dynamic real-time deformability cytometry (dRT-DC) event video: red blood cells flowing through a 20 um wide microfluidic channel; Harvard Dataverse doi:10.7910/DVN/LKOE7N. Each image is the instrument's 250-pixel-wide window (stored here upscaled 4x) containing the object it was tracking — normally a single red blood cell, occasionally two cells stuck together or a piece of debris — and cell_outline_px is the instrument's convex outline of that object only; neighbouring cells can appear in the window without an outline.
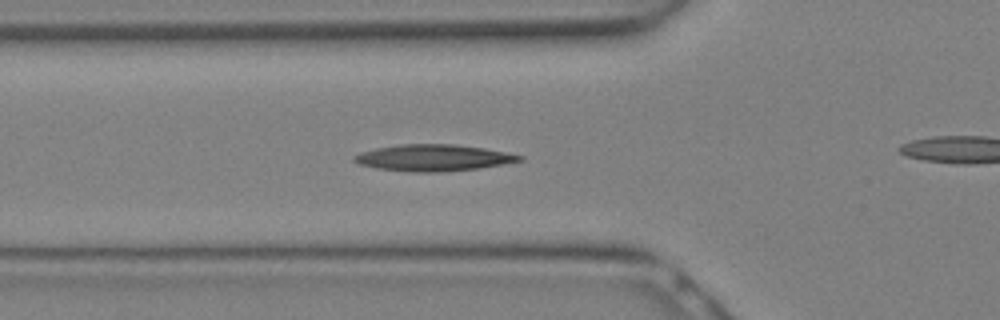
{"species": "Egyptian fruit bat (a non-hibernating species)", "species_latin": "Rousettus aegyptiacus", "temperature_condition": "warm", "stored_images_in_passage": 7, "segment_of_instrument_passage": [1, 2], "camera_frame_rate_fps": 3000, "um_per_image_px": 0.085, "animal": {"sex": "female"}, "frame": {"image": 1, "passage_image": 4, "time_ms": 1.0, "image_size_px": [1000, 320], "cell_outline_px": [[524, 160], [480, 168], [440, 172], [412, 172], [376, 168], [360, 164], [352, 160], [352, 156], [360, 152], [376, 148], [400, 144], [452, 144], [484, 148], [524, 156]], "centroid_in_image_um": [36.81, 13.41], "position_along_channel_um": 89.0, "area_um2": 25.49}}
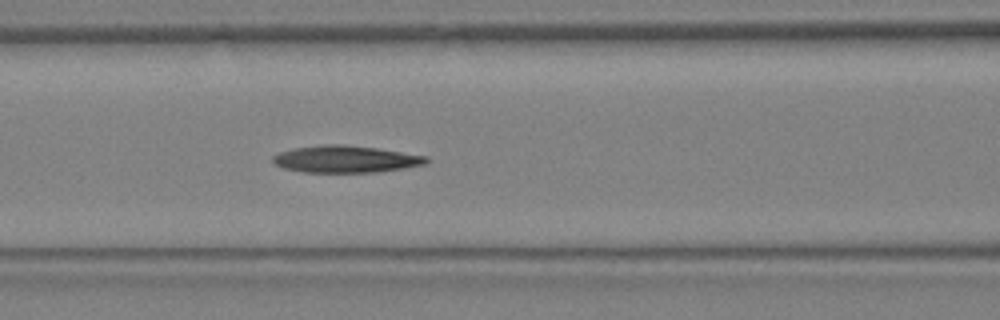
{"frame": {"image": 2, "passage_image": 6, "time_ms": 1.667, "image_size_px": [1000, 320], "cell_outline_px": [[428, 160], [424, 164], [404, 168], [376, 172], [300, 172], [284, 168], [276, 164], [272, 160], [272, 156], [280, 152], [292, 148], [324, 144], [344, 144], [376, 148], [428, 156]], "centroid_in_image_um": [29.35, 13.52], "position_along_channel_um": 137.3, "area_um2": 24.1}}